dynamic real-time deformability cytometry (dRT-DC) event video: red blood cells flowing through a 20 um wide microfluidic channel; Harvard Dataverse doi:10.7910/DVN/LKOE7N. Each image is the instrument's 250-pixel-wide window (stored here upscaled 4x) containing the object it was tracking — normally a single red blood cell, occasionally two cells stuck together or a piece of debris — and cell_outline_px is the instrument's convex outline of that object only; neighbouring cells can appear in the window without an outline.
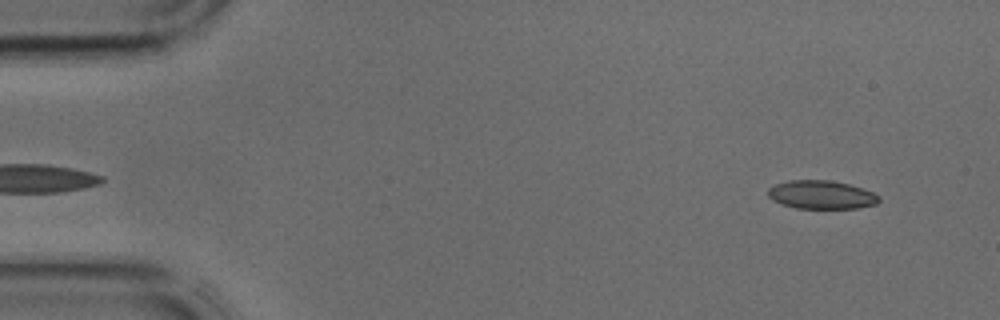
{"species": "common noctule bat (a hibernating species)", "species_latin": "Nyctalus noctula", "temperature_condition": "cold", "stored_images_in_passage": 6, "camera_frame_rate_fps": 3000, "um_per_image_px": 0.085, "animal": {"sex": "male", "body_mass_g": 17.9, "forearm_length_mm": 54.2}, "frame": {"image": 1, "passage_image": 3, "time_ms": 0.667, "image_size_px": [1000, 320], "cell_outline_px": [[880, 200], [876, 204], [856, 208], [796, 208], [780, 204], [772, 200], [768, 196], [768, 188], [776, 184], [788, 180], [832, 180], [848, 184], [872, 192], [880, 196]], "centroid_in_image_um": [69.79, 16.55], "position_along_channel_um": 15.2, "area_um2": 18.38}}